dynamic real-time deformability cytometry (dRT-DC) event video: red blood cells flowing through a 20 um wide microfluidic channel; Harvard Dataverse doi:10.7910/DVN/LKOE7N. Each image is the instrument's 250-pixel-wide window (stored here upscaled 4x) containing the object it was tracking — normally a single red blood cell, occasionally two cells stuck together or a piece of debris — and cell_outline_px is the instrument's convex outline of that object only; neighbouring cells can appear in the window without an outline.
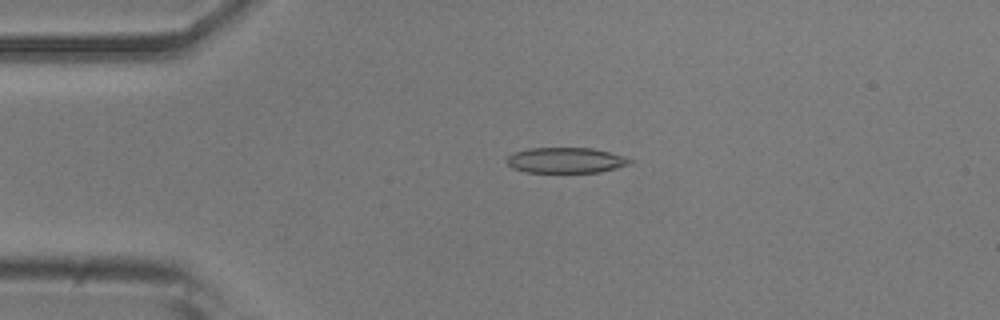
{"species": "common noctule bat (a hibernating species)", "species_latin": "Nyctalus noctula", "temperature_condition": "room temperature", "stored_images_in_passage": 53, "camera_frame_rate_fps": 3000, "um_per_image_px": 0.085, "animal": {"sex": "male", "body_mass_g": 20.5, "forearm_length_mm": 52.5}, "frame": {"image": 1, "passage_image": 12, "time_ms": 3.667, "image_size_px": [1000, 320], "cell_outline_px": [[636, 160], [632, 164], [600, 172], [524, 172], [512, 168], [504, 160], [512, 152], [528, 148], [592, 148], [624, 156]], "centroid_in_image_um": [48.09, 13.62], "position_along_channel_um": 36.9, "area_um2": 18.55}}
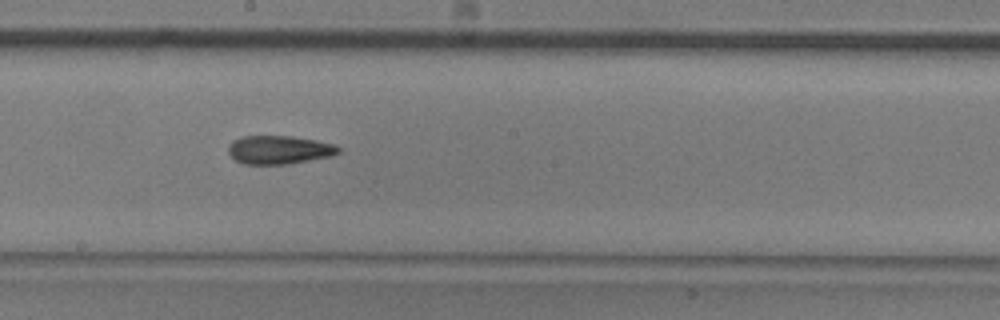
{"frame": {"image": 2, "passage_image": 29, "time_ms": 9.333, "image_size_px": [1000, 320], "cell_outline_px": [[340, 152], [332, 156], [288, 164], [244, 164], [236, 160], [228, 152], [228, 144], [232, 140], [240, 136], [292, 136], [316, 140], [336, 144], [340, 148]], "centroid_in_image_um": [23.73, 12.72], "position_along_channel_um": 224.5, "area_um2": 18.44}}
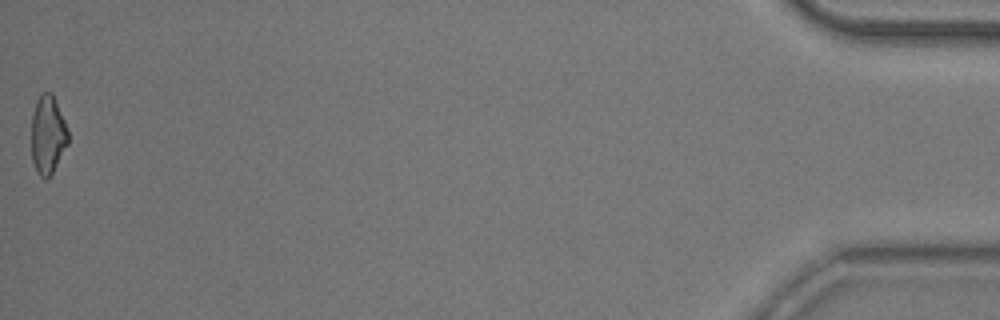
{"frame": {"image": 3, "passage_image": 53, "time_ms": 17.333, "image_size_px": [1000, 320], "cell_outline_px": [[68, 144], [52, 172], [44, 180], [36, 172], [32, 160], [32, 112], [36, 100], [44, 92], [52, 92], [68, 128]], "centroid_in_image_um": [4.06, 11.44], "position_along_channel_um": 431.1, "area_um2": 16.76}, "authors_computed_cell_mechanics": {"area_um2": 18.3226, "velocity_mm_per_s": 3.8305, "shape_relaxation_time_tau1_ms": null, "shape_relaxation_time_tau2_ms": 6.8897, "deformation_change_tau1": null, "deformation_change_tau2": 0.1889}}